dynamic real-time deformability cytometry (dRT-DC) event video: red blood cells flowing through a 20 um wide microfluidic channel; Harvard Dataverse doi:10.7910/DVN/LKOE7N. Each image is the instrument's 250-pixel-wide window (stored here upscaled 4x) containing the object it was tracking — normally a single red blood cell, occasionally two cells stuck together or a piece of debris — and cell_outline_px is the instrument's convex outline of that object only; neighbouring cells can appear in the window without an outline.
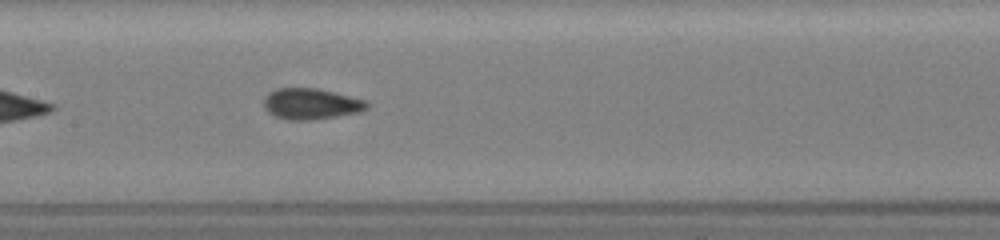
{"species": "common noctule bat (a hibernating species)", "species_latin": "Nyctalus noctula", "temperature_condition": "room temperature", "stored_images_in_passage": 39, "camera_frame_rate_fps": 3000, "um_per_image_px": 0.085, "animal": {"sex": "female", "body_mass_g": 19.5, "forearm_length_mm": 54.1}, "frame": {"image": 1, "passage_image": 28, "time_ms": 3.667, "image_size_px": [1000, 240], "cell_outline_px": [[368, 104], [364, 108], [356, 112], [308, 120], [288, 120], [276, 116], [264, 104], [264, 100], [268, 92], [276, 88], [316, 88], [364, 100]], "centroid_in_image_um": [26.37, 8.81], "position_along_channel_um": 181.0, "area_um2": 17.8}}